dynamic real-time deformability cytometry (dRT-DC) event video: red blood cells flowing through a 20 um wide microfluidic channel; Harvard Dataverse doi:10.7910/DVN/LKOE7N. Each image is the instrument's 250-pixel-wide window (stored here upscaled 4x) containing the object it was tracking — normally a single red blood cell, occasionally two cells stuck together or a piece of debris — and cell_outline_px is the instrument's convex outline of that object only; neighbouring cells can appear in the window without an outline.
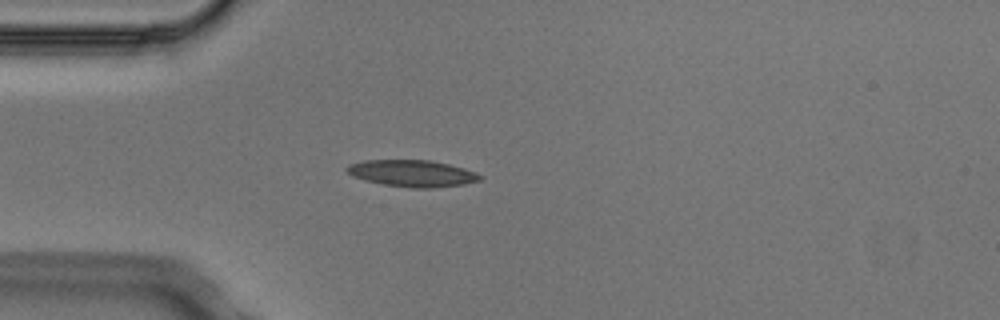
{"species": "Egyptian fruit bat (a non-hibernating species)", "species_latin": "Rousettus aegyptiacus", "temperature_condition": "cold", "stored_images_in_passage": 4, "camera_frame_rate_fps": 3000, "um_per_image_px": 0.085, "animal": {"sex": "male"}, "frame": {"image": 1, "passage_image": 3, "time_ms": 0.667, "image_size_px": [1000, 320], "cell_outline_px": [[484, 176], [480, 180], [464, 184], [432, 188], [412, 188], [384, 184], [364, 180], [352, 176], [344, 168], [348, 164], [364, 160], [432, 160], [464, 168], [476, 172]], "centroid_in_image_um": [35.04, 14.73], "position_along_channel_um": 50.0, "area_um2": 20.81}}